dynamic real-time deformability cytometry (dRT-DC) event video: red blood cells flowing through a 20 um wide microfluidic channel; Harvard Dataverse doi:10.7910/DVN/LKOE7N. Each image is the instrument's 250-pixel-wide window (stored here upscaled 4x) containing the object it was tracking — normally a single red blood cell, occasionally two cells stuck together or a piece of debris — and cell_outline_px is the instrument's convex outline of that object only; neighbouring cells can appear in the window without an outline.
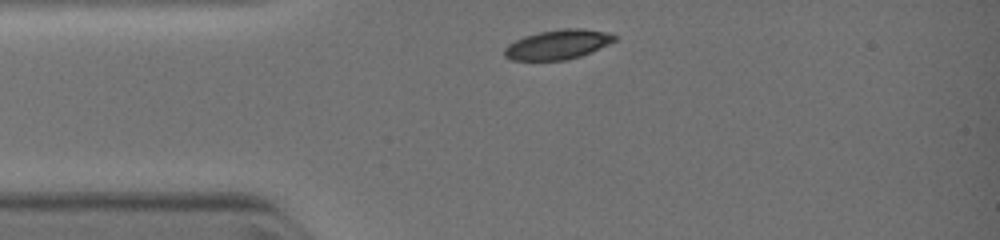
{"species": "common noctule bat (a hibernating species)", "species_latin": "Nyctalus noctula", "temperature_condition": "warm", "stored_images_in_passage": 3, "camera_frame_rate_fps": 3000, "um_per_image_px": 0.085, "animal": {"sex": "female", "body_mass_g": 19.0, "forearm_length_mm": 51.5}, "frame": {"image": 1, "passage_image": 1, "time_ms": 0.0, "image_size_px": [1000, 240], "cell_outline_px": [[616, 40], [608, 44], [580, 56], [564, 60], [512, 60], [504, 56], [504, 48], [508, 44], [524, 36], [540, 32], [564, 28], [584, 28], [608, 32], [616, 36]], "centroid_in_image_um": [47.4, 3.77], "position_along_channel_um": 37.6, "area_um2": 18.84}}